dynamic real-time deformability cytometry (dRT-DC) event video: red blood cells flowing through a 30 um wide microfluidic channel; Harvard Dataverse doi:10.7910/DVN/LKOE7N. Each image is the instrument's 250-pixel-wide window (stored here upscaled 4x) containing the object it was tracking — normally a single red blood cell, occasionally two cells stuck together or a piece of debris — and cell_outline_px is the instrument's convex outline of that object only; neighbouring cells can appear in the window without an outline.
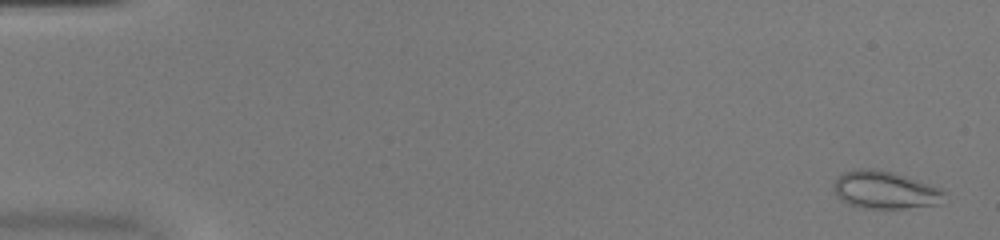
{"species": "common noctule bat (a hibernating species)", "species_latin": "Nyctalus noctula", "temperature_condition": "warm", "stored_images_in_passage": 52, "camera_frame_rate_fps": 3000, "um_per_image_px": 0.085, "animal": {"sex": "female", "body_mass_g": 20.0, "forearm_length_mm": 54.0}, "frame": {"image": 1, "passage_image": 2, "time_ms": 0.333, "image_size_px": [1000, 240], "cell_outline_px": [[944, 192], [940, 204], [900, 208], [864, 208], [848, 204], [840, 200], [836, 196], [832, 188], [832, 184], [836, 176], [844, 172], [856, 168], [872, 168], [892, 172], [944, 188]], "centroid_in_image_um": [75.16, 16.13], "position_along_channel_um": 9.8, "area_um2": 24.51}}
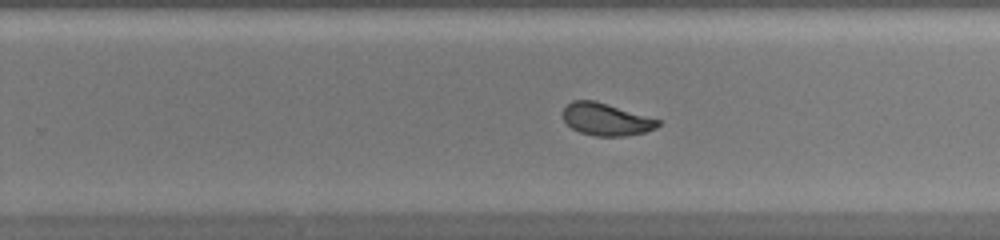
{"frame": {"image": 2, "passage_image": 34, "time_ms": 11.0, "image_size_px": [1000, 240], "cell_outline_px": [[660, 124], [656, 128], [644, 132], [624, 136], [596, 136], [580, 132], [572, 128], [564, 120], [564, 108], [572, 100], [596, 100], [660, 120]], "centroid_in_image_um": [51.52, 10.14], "position_along_channel_um": 278.3, "area_um2": 17.74}}
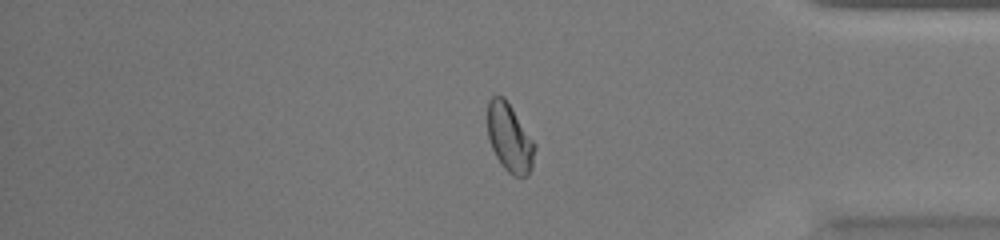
{"frame": {"image": 3, "passage_image": 44, "time_ms": 14.333, "image_size_px": [1000, 240], "cell_outline_px": [[536, 148], [532, 168], [528, 176], [512, 176], [504, 168], [496, 156], [492, 148], [488, 136], [488, 100], [492, 96], [504, 96], [536, 144]], "centroid_in_image_um": [43.34, 11.74], "position_along_channel_um": 391.9, "area_um2": 18.79}, "authors_computed_cell_mechanics": {"area_um2": 19.6809, "velocity_mm_per_s": 4.0067, "shape_relaxation_time_tau1_ms": 6.3471, "shape_relaxation_time_tau2_ms": 0.9098, "deformation_change_tau1": 0.1678, "deformation_change_tau2": 0.0548}}